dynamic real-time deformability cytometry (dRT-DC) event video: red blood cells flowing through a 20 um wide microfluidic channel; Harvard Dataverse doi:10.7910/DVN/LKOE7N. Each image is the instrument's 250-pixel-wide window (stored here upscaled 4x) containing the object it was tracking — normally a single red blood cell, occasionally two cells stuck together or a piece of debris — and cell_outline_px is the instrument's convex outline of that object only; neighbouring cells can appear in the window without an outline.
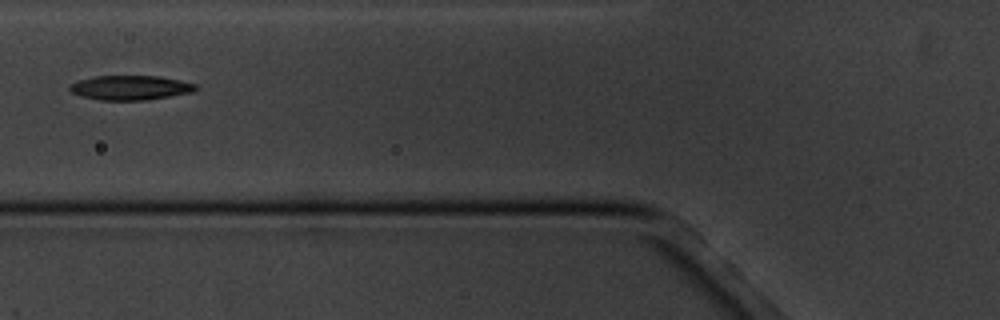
{"species": "common noctule bat (a hibernating species)", "species_latin": "Nyctalus noctula", "temperature_condition": "cold", "stored_images_in_passage": 13, "camera_frame_rate_fps": 3000, "um_per_image_px": 0.085, "animal": {"sex": "male", "body_mass_g": 20.1, "forearm_length_mm": 53.5}, "frame": {"image": 1, "passage_image": 3, "time_ms": 3.0, "image_size_px": [1000, 320], "cell_outline_px": [[196, 88], [192, 92], [144, 100], [100, 100], [84, 96], [72, 92], [68, 88], [68, 84], [80, 80], [96, 76], [156, 76], [180, 80], [196, 84]], "centroid_in_image_um": [11.05, 7.45], "position_along_channel_um": 114.7, "area_um2": 17.69}}
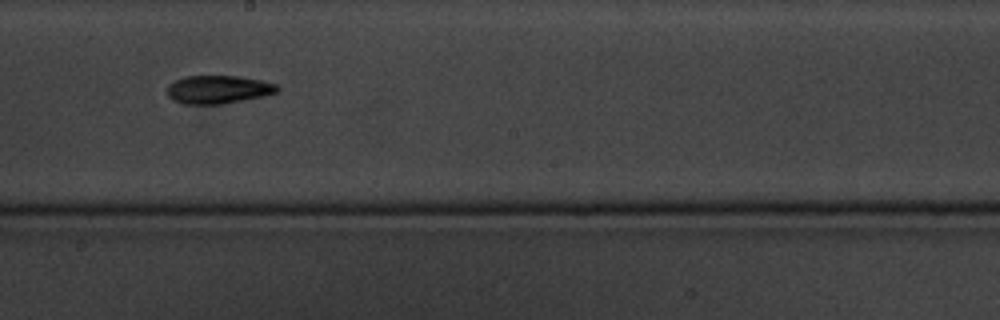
{"frame": {"image": 2, "passage_image": 6, "time_ms": 6.333, "image_size_px": [1000, 320], "cell_outline_px": [[280, 88], [276, 92], [260, 96], [224, 104], [184, 104], [172, 100], [168, 96], [168, 84], [184, 76], [240, 76], [260, 80], [276, 84]], "centroid_in_image_um": [18.51, 7.6], "position_along_channel_um": 229.7, "area_um2": 17.98}}
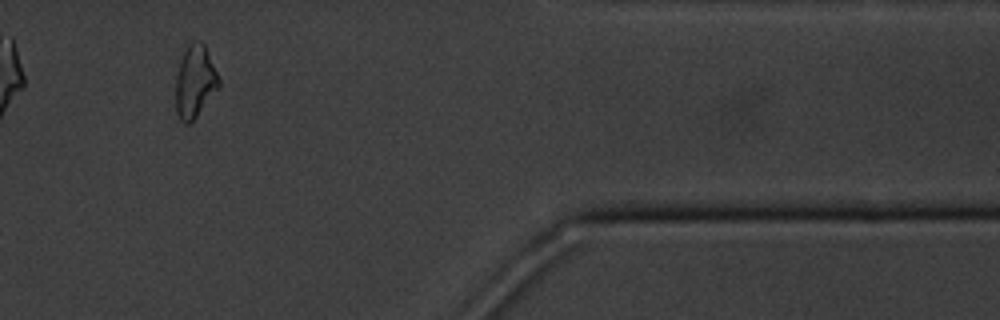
{"frame": {"image": 3, "passage_image": 11, "time_ms": 12.0, "image_size_px": [1000, 320], "cell_outline_px": [[220, 88], [196, 116], [188, 124], [184, 124], [180, 120], [176, 112], [176, 76], [180, 60], [188, 44], [196, 40], [200, 40], [204, 44], [220, 80]], "centroid_in_image_um": [16.57, 6.94], "position_along_channel_um": 394.8, "area_um2": 18.15}}